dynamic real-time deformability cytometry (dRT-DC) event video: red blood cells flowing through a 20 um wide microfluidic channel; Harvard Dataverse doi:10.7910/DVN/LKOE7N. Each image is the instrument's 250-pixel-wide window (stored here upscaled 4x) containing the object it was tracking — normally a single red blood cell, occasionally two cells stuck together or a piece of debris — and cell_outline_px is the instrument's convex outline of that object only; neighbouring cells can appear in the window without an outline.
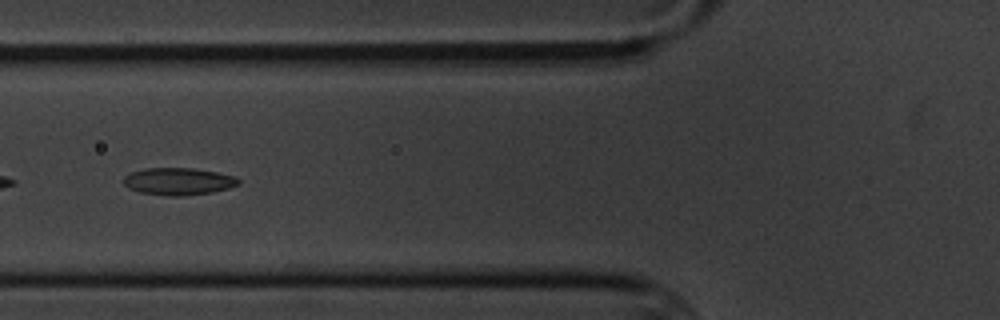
{"species": "common noctule bat (a hibernating species)", "species_latin": "Nyctalus noctula", "temperature_condition": "cold", "stored_images_in_passage": 10, "camera_frame_rate_fps": 3000, "um_per_image_px": 0.085, "animal": {"sex": "male", "body_mass_g": 20.1, "forearm_length_mm": 53.5}, "frame": {"image": 1, "passage_image": 6, "time_ms": 5.667, "image_size_px": [1000, 320], "cell_outline_px": [[240, 184], [228, 188], [212, 192], [184, 196], [168, 196], [140, 192], [128, 188], [124, 184], [124, 176], [132, 172], [148, 168], [192, 168], [216, 172], [236, 176], [240, 180]], "centroid_in_image_um": [15.18, 15.42], "position_along_channel_um": 110.6, "area_um2": 18.21}}
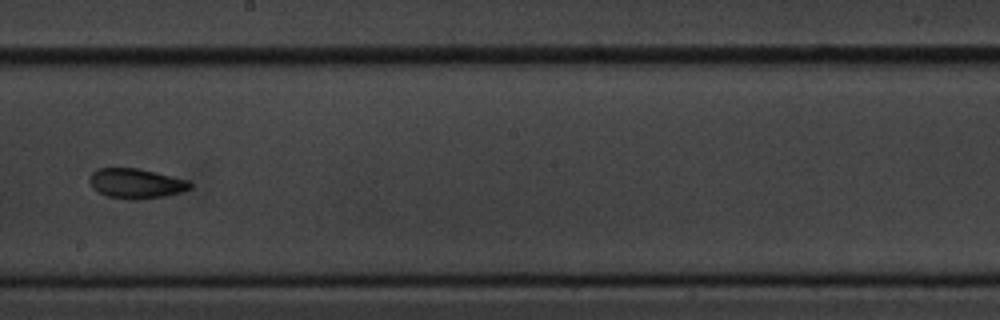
{"frame": {"image": 2, "passage_image": 9, "time_ms": 9.333, "image_size_px": [1000, 320], "cell_outline_px": [[192, 188], [180, 192], [164, 196], [136, 200], [132, 200], [108, 196], [92, 188], [88, 180], [92, 172], [100, 168], [136, 168], [156, 172], [188, 180], [192, 184]], "centroid_in_image_um": [11.56, 15.59], "position_along_channel_um": 236.6, "area_um2": 17.46}}
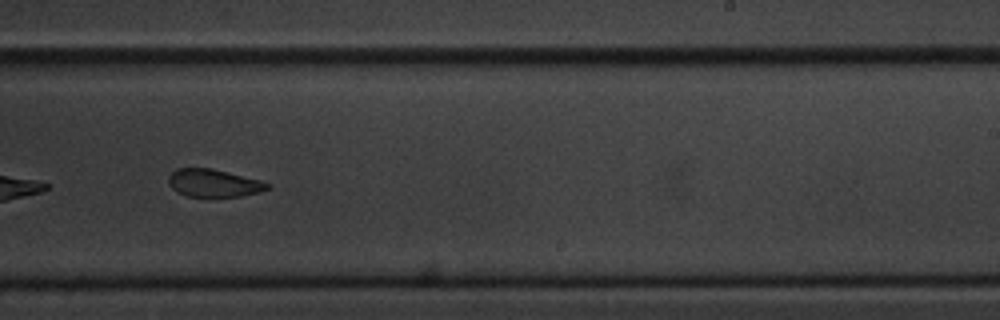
{"frame": {"image": 3, "passage_image": 10, "time_ms": 10.333, "image_size_px": [1000, 320], "cell_outline_px": [[268, 188], [256, 192], [240, 196], [188, 196], [176, 192], [168, 184], [168, 176], [176, 168], [212, 168], [260, 180], [268, 184]], "centroid_in_image_um": [18.08, 15.54], "position_along_channel_um": 270.9, "area_um2": 15.72}}